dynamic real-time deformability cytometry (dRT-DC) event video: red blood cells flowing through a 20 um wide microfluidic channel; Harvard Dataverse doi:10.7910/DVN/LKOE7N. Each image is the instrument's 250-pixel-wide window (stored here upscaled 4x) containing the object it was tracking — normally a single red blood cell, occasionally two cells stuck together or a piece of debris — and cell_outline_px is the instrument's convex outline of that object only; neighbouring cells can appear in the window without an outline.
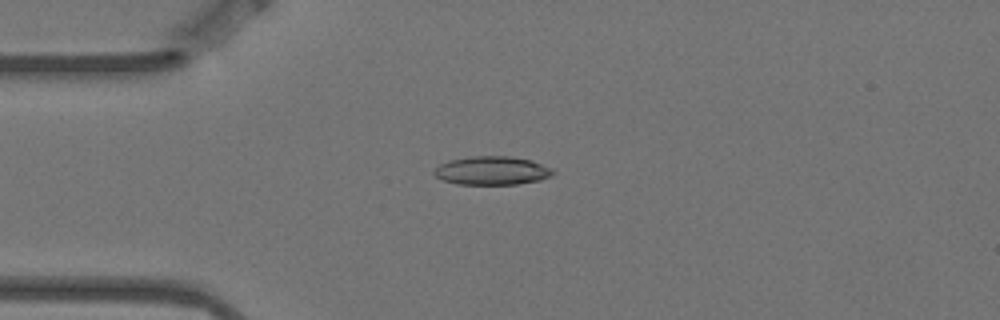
{"species": "Egyptian fruit bat (a non-hibernating species)", "species_latin": "Rousettus aegyptiacus", "temperature_condition": "warm", "stored_images_in_passage": 7, "camera_frame_rate_fps": 3000, "um_per_image_px": 0.085, "animal": {"sex": "female"}, "frame": {"image": 1, "passage_image": 4, "time_ms": 1.0, "image_size_px": [1000, 320], "cell_outline_px": [[556, 172], [552, 176], [540, 180], [516, 184], [456, 184], [444, 180], [436, 176], [432, 172], [440, 164], [448, 160], [472, 156], [508, 156], [532, 160], [552, 168]], "centroid_in_image_um": [41.84, 14.5], "position_along_channel_um": 43.2, "area_um2": 19.83}}
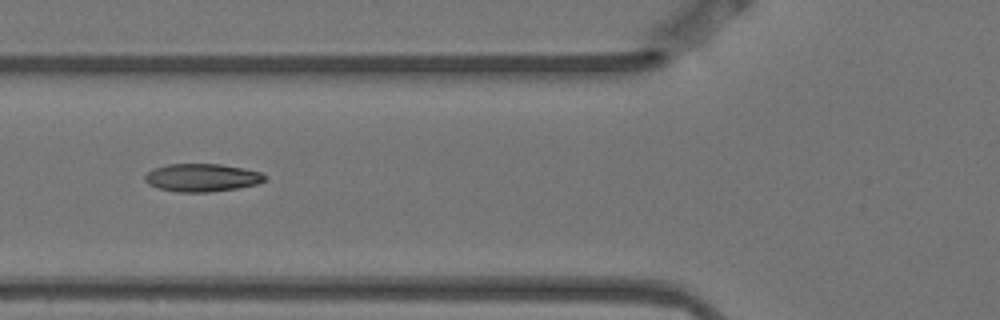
{"frame": {"image": 2, "passage_image": 6, "time_ms": 1.667, "image_size_px": [1000, 320], "cell_outline_px": [[268, 176], [264, 180], [256, 184], [236, 188], [208, 192], [176, 192], [160, 188], [148, 184], [144, 180], [144, 176], [152, 168], [168, 164], [220, 164], [244, 168], [260, 172]], "centroid_in_image_um": [17.14, 15.09], "position_along_channel_um": 108.7, "area_um2": 19.48}}
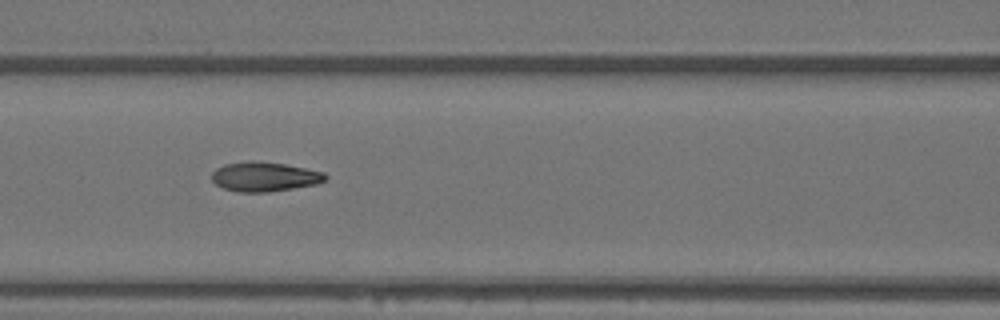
{"frame": {"image": 3, "passage_image": 7, "time_ms": 2.0, "image_size_px": [1000, 320], "cell_outline_px": [[328, 176], [324, 180], [316, 184], [268, 192], [236, 192], [224, 188], [216, 184], [212, 180], [212, 172], [216, 168], [224, 164], [248, 160], [252, 160], [284, 164], [324, 172]], "centroid_in_image_um": [22.44, 15.01], "position_along_channel_um": 144.2, "area_um2": 19.48}}